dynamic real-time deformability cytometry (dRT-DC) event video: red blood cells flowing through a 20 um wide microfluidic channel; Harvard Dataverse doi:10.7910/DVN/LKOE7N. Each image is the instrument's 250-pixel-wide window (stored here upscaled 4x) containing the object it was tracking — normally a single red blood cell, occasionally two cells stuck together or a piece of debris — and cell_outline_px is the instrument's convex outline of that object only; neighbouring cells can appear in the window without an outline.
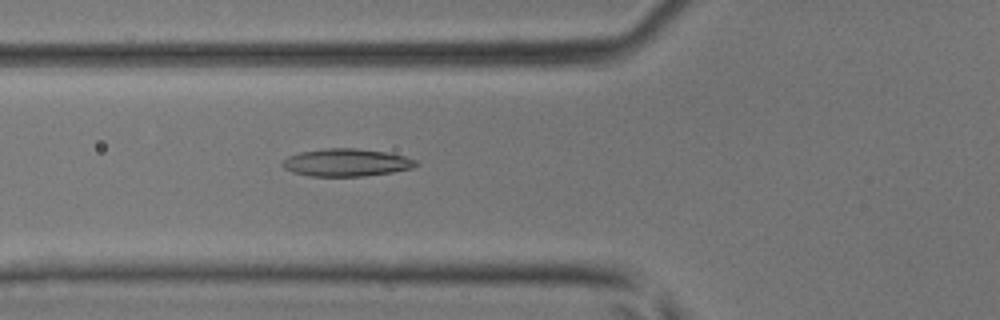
{"species": "common noctule bat (a hibernating species)", "species_latin": "Nyctalus noctula", "temperature_condition": "room temperature", "stored_images_in_passage": 47, "camera_frame_rate_fps": 3000, "um_per_image_px": 0.085, "animal": {"sex": "male", "body_mass_g": 17.9, "forearm_length_mm": 54.2}, "frame": {"image": 1, "passage_image": 18, "time_ms": 5.667, "image_size_px": [1000, 320], "cell_outline_px": [[420, 164], [412, 168], [392, 172], [364, 176], [312, 176], [292, 172], [284, 168], [280, 164], [288, 156], [300, 152], [324, 148], [356, 148], [388, 152], [404, 156], [416, 160]], "centroid_in_image_um": [29.45, 13.81], "position_along_channel_um": 96.4, "area_um2": 21.56}}
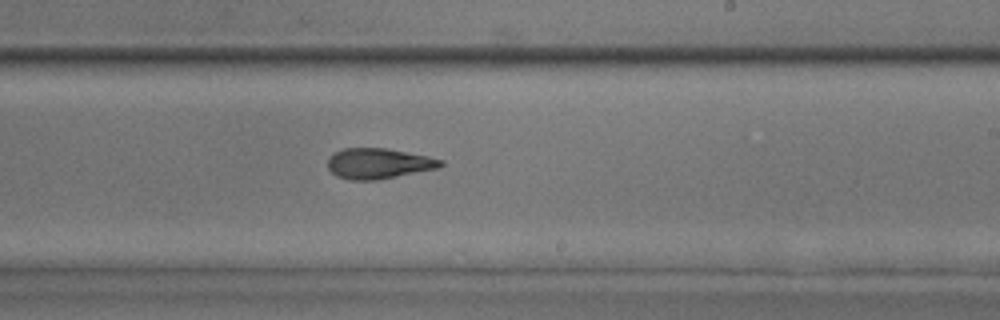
{"frame": {"image": 2, "passage_image": 29, "time_ms": 9.333, "image_size_px": [1000, 320], "cell_outline_px": [[444, 164], [440, 168], [376, 180], [348, 180], [336, 176], [328, 168], [328, 156], [332, 152], [344, 148], [384, 148], [428, 156], [444, 160]], "centroid_in_image_um": [32.16, 13.9], "position_along_channel_um": 256.8, "area_um2": 20.23}}
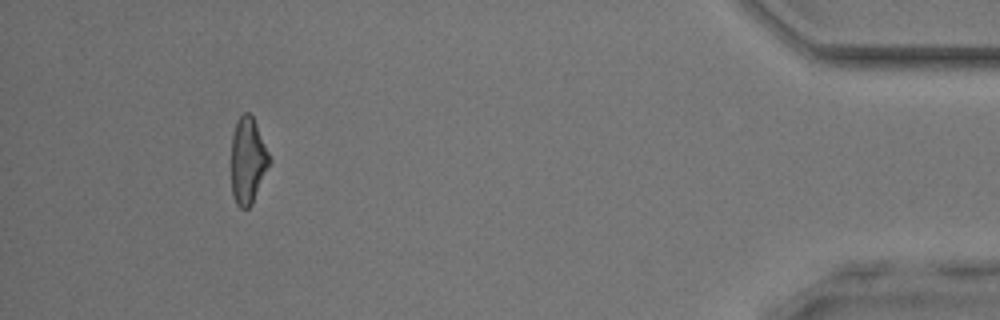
{"frame": {"image": 3, "passage_image": 44, "time_ms": 14.333, "image_size_px": [1000, 320], "cell_outline_px": [[272, 160], [252, 204], [248, 208], [240, 208], [236, 204], [232, 196], [232, 136], [236, 120], [244, 112], [248, 112], [252, 116], [256, 124]], "centroid_in_image_um": [21.07, 13.66], "position_along_channel_um": 414.1, "area_um2": 19.19}}